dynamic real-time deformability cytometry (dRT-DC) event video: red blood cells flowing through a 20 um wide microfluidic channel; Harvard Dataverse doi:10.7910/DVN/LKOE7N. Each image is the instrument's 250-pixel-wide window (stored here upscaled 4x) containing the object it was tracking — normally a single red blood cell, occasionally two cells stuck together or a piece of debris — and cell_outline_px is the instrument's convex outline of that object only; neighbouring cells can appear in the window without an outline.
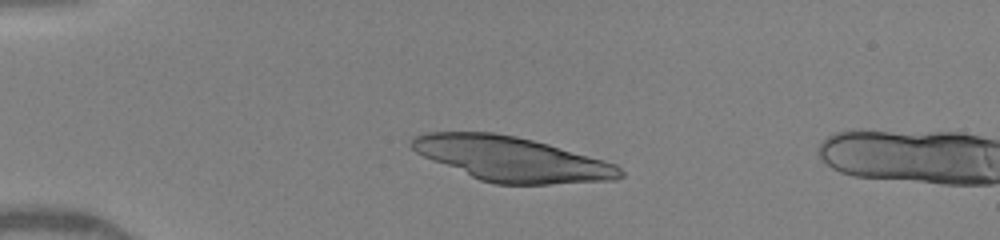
{"species": "human", "species_latin": "Homo sapiens", "temperature_condition": "warm", "stored_images_in_passage": 6, "camera_frame_rate_fps": 3000, "um_per_image_px": 0.085, "donor": {"sex": "female"}, "frame": {"image": 1, "passage_image": 1, "time_ms": 0.0, "image_size_px": [1000, 240], "cell_outline_px": [[624, 176], [616, 180], [548, 184], [496, 184], [480, 180], [432, 160], [416, 152], [408, 144], [412, 136], [424, 132], [492, 132], [516, 136], [548, 144], [604, 160], [616, 164], [624, 172]], "centroid_in_image_um": [43.49, 13.51], "position_along_channel_um": 41.5, "area_um2": 54.04}}